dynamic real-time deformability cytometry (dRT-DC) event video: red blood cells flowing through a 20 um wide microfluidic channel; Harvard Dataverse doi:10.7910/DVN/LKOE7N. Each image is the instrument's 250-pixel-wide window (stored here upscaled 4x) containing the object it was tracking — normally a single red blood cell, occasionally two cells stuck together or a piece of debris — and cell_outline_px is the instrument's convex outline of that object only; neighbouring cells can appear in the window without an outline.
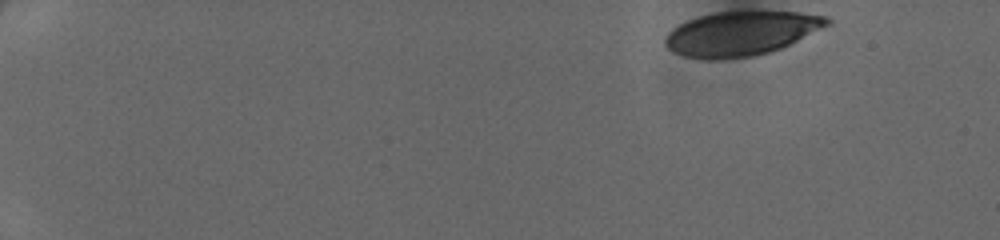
{"species": "human", "species_latin": "Homo sapiens", "temperature_condition": "cold", "stored_images_in_passage": 44, "camera_frame_rate_fps": 3000, "um_per_image_px": 0.085, "donor": {"sex": "female"}, "frame": {"image": 1, "passage_image": 1, "time_ms": 0.0, "image_size_px": [1000, 240], "cell_outline_px": [[832, 24], [780, 48], [768, 52], [752, 56], [716, 60], [708, 60], [684, 56], [668, 48], [664, 44], [664, 40], [668, 32], [672, 28], [688, 20], [700, 16], [716, 12], [796, 12], [828, 16], [832, 20]], "centroid_in_image_um": [63.0, 2.85], "position_along_channel_um": 22.0, "area_um2": 41.5}}
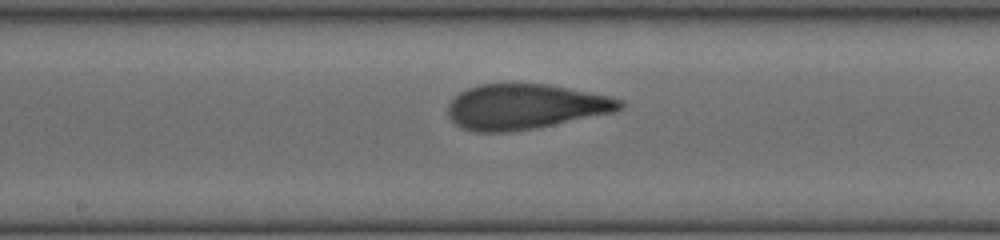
{"frame": {"image": 2, "passage_image": 24, "time_ms": 7.667, "image_size_px": [1000, 240], "cell_outline_px": [[624, 108], [616, 112], [536, 128], [508, 132], [476, 132], [460, 128], [448, 116], [448, 104], [460, 92], [468, 88], [480, 84], [544, 84], [608, 96], [624, 100]], "centroid_in_image_um": [44.64, 9.08], "position_along_channel_um": 203.6, "area_um2": 45.2}}
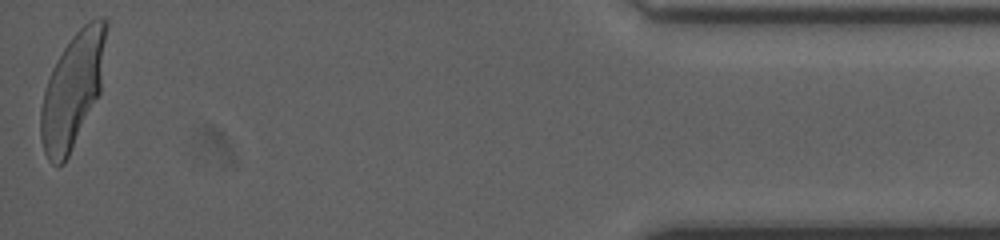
{"frame": {"image": 3, "passage_image": 44, "time_ms": 14.333, "image_size_px": [1000, 240], "cell_outline_px": [[108, 24], [100, 92], [64, 164], [52, 164], [48, 160], [44, 152], [40, 136], [40, 108], [44, 92], [52, 68], [56, 60], [72, 36], [88, 20], [100, 16], [104, 16], [108, 20]], "centroid_in_image_um": [6.18, 7.61], "position_along_channel_um": 429.0, "area_um2": 43.52}}